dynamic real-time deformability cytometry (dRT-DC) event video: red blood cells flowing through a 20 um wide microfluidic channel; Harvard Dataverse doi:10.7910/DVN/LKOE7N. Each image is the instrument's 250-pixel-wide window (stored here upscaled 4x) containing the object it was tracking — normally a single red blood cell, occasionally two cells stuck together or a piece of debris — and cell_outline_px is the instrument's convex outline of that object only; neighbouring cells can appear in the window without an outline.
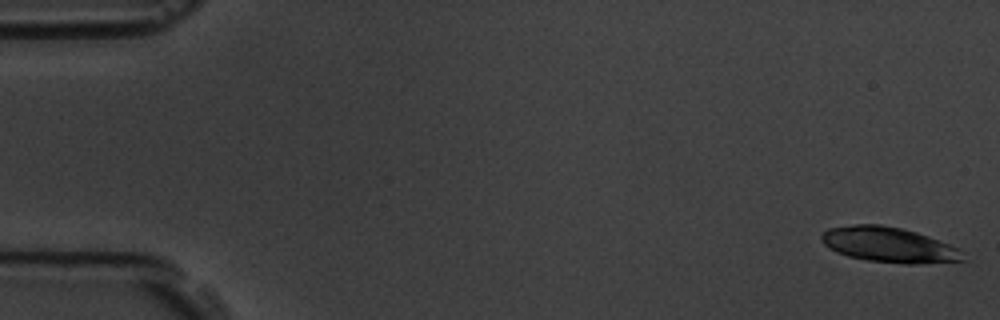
{"species": "common noctule bat (a hibernating species)", "species_latin": "Nyctalus noctula", "temperature_condition": "room temperature", "stored_images_in_passage": 17, "camera_frame_rate_fps": 3000, "um_per_image_px": 0.085, "animal": {"sex": "male", "body_mass_g": 19.5, "forearm_length_mm": 54.6}, "frame": {"image": 1, "passage_image": 1, "time_ms": 0.0, "image_size_px": [1000, 320], "cell_outline_px": [[968, 260], [916, 264], [904, 264], [868, 260], [848, 256], [836, 252], [828, 248], [820, 240], [820, 236], [828, 228], [856, 224], [880, 224], [900, 228], [916, 232], [928, 236], [948, 244], [964, 252]], "centroid_in_image_um": [75.55, 20.81], "position_along_channel_um": 9.4, "area_um2": 29.07}}